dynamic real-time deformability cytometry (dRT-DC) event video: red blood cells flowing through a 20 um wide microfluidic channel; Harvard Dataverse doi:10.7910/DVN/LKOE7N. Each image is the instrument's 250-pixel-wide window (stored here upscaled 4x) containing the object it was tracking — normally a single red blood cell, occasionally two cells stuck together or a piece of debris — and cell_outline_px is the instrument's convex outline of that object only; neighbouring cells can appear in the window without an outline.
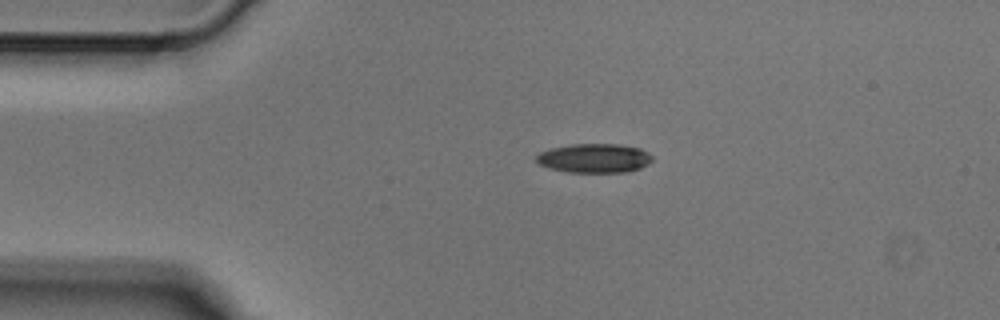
{"species": "Egyptian fruit bat (a non-hibernating species)", "species_latin": "Rousettus aegyptiacus", "temperature_condition": "cold", "stored_images_in_passage": 2, "camera_frame_rate_fps": 3000, "um_per_image_px": 0.085, "animal": {"sex": "male"}, "frame": {"image": 1, "passage_image": 1, "time_ms": 0.0, "image_size_px": [1000, 320], "cell_outline_px": [[652, 160], [648, 164], [640, 168], [628, 172], [568, 172], [548, 168], [540, 164], [536, 160], [536, 156], [540, 152], [552, 148], [568, 144], [620, 144], [640, 148], [648, 152], [652, 156]], "centroid_in_image_um": [50.53, 13.44], "position_along_channel_um": 34.5, "area_um2": 19.77}}